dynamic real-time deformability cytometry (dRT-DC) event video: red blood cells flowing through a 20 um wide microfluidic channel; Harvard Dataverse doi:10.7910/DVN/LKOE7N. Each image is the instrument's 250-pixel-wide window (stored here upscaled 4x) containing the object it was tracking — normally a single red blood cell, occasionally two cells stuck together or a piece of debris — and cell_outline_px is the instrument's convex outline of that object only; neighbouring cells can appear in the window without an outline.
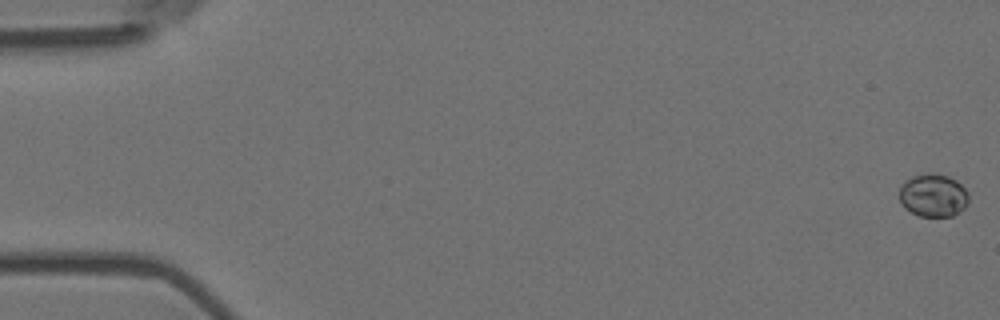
{"species": "Egyptian fruit bat (a non-hibernating species)", "species_latin": "Rousettus aegyptiacus", "temperature_condition": "room temperature", "stored_images_in_passage": 56, "camera_frame_rate_fps": 3000, "um_per_image_px": 0.085, "animal": {"sex": "female"}, "frame": {"image": 1, "passage_image": 1, "time_ms": 0.0, "image_size_px": [1000, 320], "cell_outline_px": [[968, 204], [960, 212], [952, 216], [920, 216], [904, 208], [900, 200], [900, 188], [904, 180], [912, 176], [932, 172], [948, 176], [956, 180], [968, 192]], "centroid_in_image_um": [79.33, 16.6], "position_along_channel_um": 5.7, "area_um2": 17.46}}
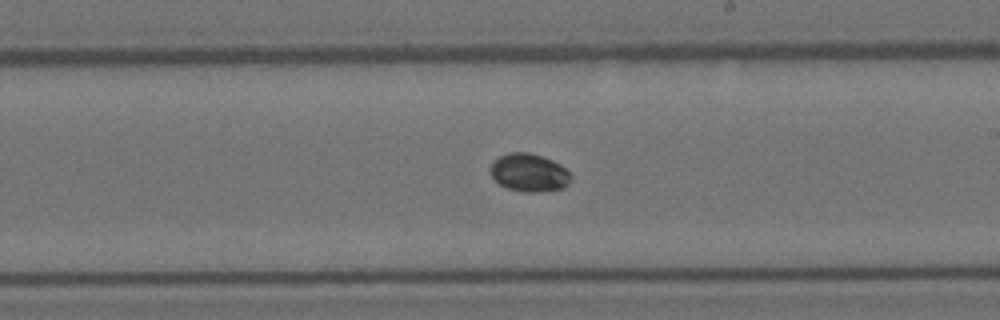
{"frame": {"image": 2, "passage_image": 33, "time_ms": 10.667, "image_size_px": [1000, 320], "cell_outline_px": [[572, 176], [568, 184], [564, 188], [536, 192], [524, 192], [508, 188], [500, 184], [492, 176], [492, 160], [508, 152], [528, 152], [544, 156], [560, 164]], "centroid_in_image_um": [44.99, 14.66], "position_along_channel_um": 244.0, "area_um2": 17.74}}
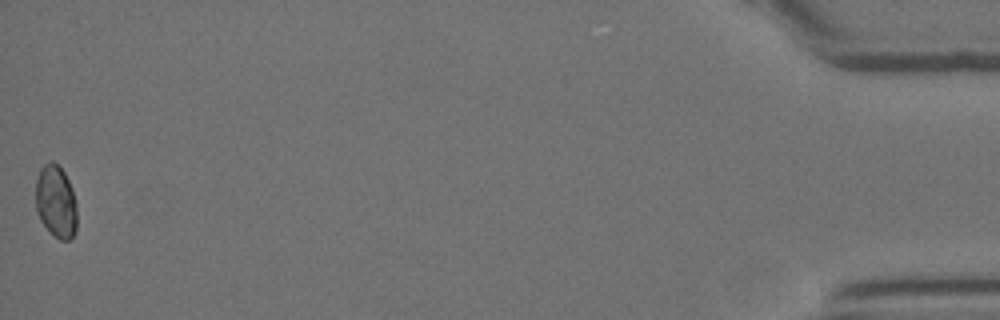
{"frame": {"image": 3, "passage_image": 56, "time_ms": 18.333, "image_size_px": [1000, 320], "cell_outline_px": [[76, 232], [68, 240], [60, 240], [40, 220], [36, 208], [36, 180], [40, 168], [44, 164], [52, 160], [64, 172], [72, 188], [76, 204]], "centroid_in_image_um": [4.75, 17.11], "position_along_channel_um": 430.4, "area_um2": 17.28}}